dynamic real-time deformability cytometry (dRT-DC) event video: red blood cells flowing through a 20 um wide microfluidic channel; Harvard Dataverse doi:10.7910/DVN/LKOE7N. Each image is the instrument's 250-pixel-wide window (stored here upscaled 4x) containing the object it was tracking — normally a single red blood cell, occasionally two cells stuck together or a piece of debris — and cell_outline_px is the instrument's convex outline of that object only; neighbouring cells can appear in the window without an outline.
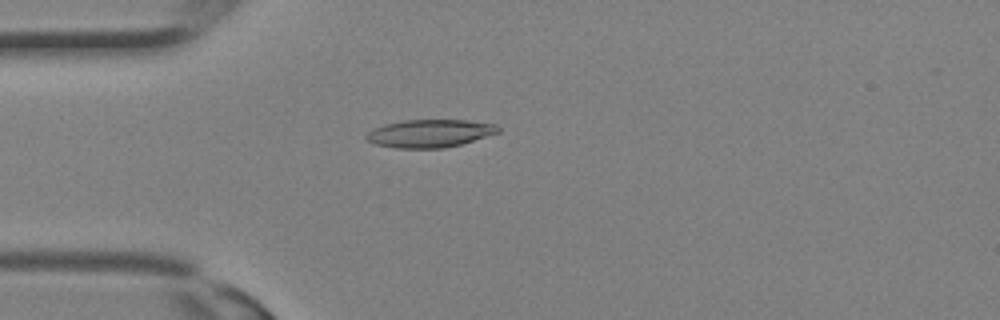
{"species": "Egyptian fruit bat (a non-hibernating species)", "species_latin": "Rousettus aegyptiacus", "temperature_condition": "room temperature", "stored_images_in_passage": 15, "camera_frame_rate_fps": 3000, "um_per_image_px": 0.085, "animal": {"sex": "female"}, "frame": {"image": 1, "passage_image": 1, "time_ms": 0.0, "image_size_px": [1000, 320], "cell_outline_px": [[500, 132], [460, 144], [444, 148], [396, 148], [376, 144], [368, 140], [364, 136], [372, 128], [384, 124], [404, 120], [464, 120], [496, 124], [500, 128]], "centroid_in_image_um": [36.51, 11.33], "position_along_channel_um": 48.5, "area_um2": 21.33}}
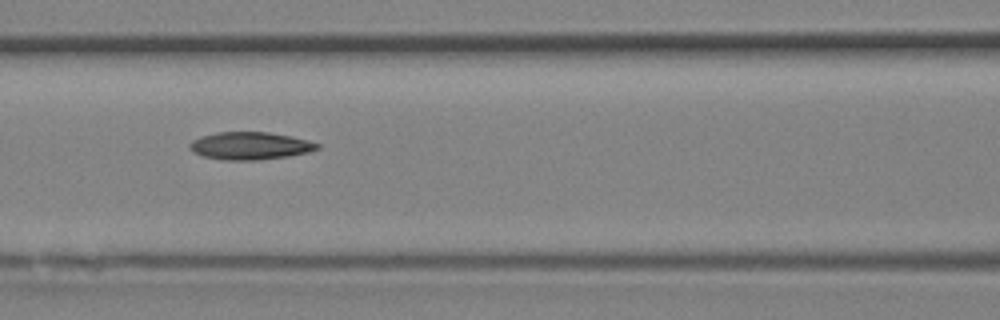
{"frame": {"image": 2, "passage_image": 6, "time_ms": 1.667, "image_size_px": [1000, 320], "cell_outline_px": [[320, 148], [308, 152], [288, 156], [256, 160], [224, 160], [204, 156], [192, 152], [188, 148], [188, 144], [192, 140], [200, 136], [216, 132], [268, 132], [292, 136], [308, 140], [320, 144]], "centroid_in_image_um": [21.23, 12.39], "position_along_channel_um": 145.4, "area_um2": 20.63}}
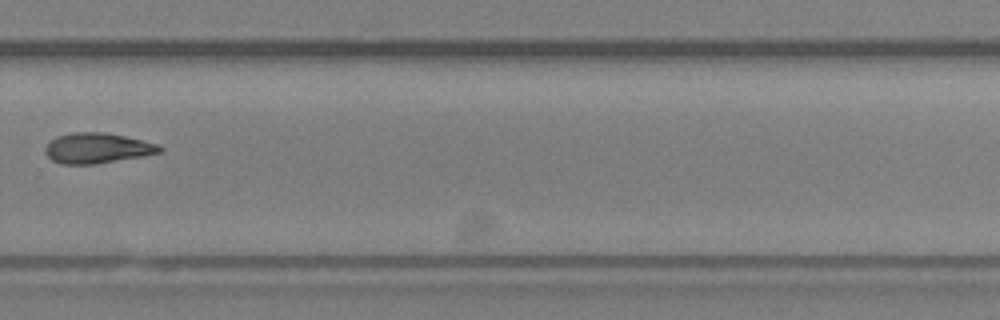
{"frame": {"image": 3, "passage_image": 14, "time_ms": 4.333, "image_size_px": [1000, 320], "cell_outline_px": [[164, 148], [160, 152], [144, 156], [96, 164], [60, 164], [52, 160], [44, 152], [44, 148], [56, 136], [72, 132], [104, 132], [124, 136], [160, 144]], "centroid_in_image_um": [8.27, 12.59], "position_along_channel_um": 321.5, "area_um2": 20.35}}